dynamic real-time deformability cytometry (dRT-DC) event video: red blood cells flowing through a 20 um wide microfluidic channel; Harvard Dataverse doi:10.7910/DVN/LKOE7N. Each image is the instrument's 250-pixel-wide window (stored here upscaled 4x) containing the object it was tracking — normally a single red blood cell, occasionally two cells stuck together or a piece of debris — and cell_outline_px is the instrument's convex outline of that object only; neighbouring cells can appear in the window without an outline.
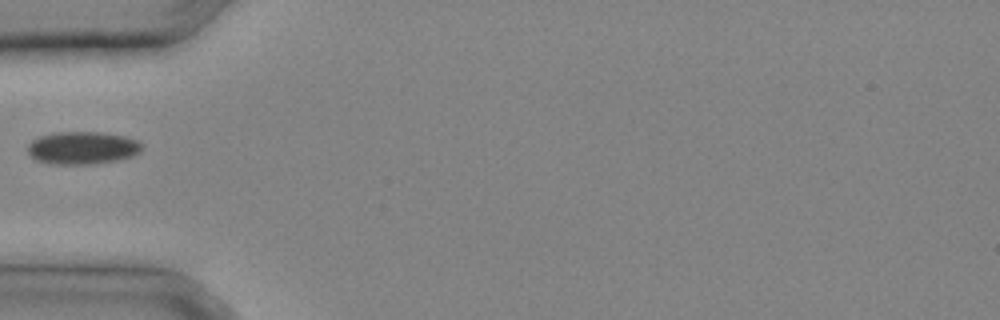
{"species": "common noctule bat (a hibernating species)", "species_latin": "Nyctalus noctula", "temperature_condition": "cold", "stored_images_in_passage": 21, "camera_frame_rate_fps": 3000, "um_per_image_px": 0.085, "animal": {"sex": "male", "body_mass_g": 20.4}, "frame": {"image": 1, "passage_image": 1, "time_ms": 0.0, "image_size_px": [1000, 320], "cell_outline_px": [[144, 148], [140, 152], [132, 156], [116, 160], [92, 164], [52, 164], [36, 160], [28, 152], [28, 144], [32, 140], [40, 136], [56, 132], [100, 132], [124, 136], [136, 140], [144, 144]], "centroid_in_image_um": [7.03, 12.57], "position_along_channel_um": 78.0, "area_um2": 21.79}}